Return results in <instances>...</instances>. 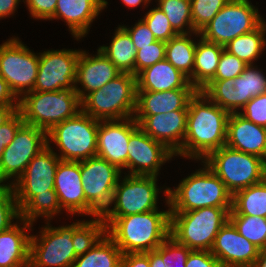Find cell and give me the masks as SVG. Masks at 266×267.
Here are the masks:
<instances>
[{
    "label": "cell",
    "mask_w": 266,
    "mask_h": 267,
    "mask_svg": "<svg viewBox=\"0 0 266 267\" xmlns=\"http://www.w3.org/2000/svg\"><path fill=\"white\" fill-rule=\"evenodd\" d=\"M229 115L198 90L189 101L184 142L175 156L202 162L213 151L225 146Z\"/></svg>",
    "instance_id": "6da1fadb"
},
{
    "label": "cell",
    "mask_w": 266,
    "mask_h": 267,
    "mask_svg": "<svg viewBox=\"0 0 266 267\" xmlns=\"http://www.w3.org/2000/svg\"><path fill=\"white\" fill-rule=\"evenodd\" d=\"M167 211L151 210L122 217H102L106 234L123 254L147 253L156 250L170 235V204L165 188Z\"/></svg>",
    "instance_id": "7a4b0ae2"
},
{
    "label": "cell",
    "mask_w": 266,
    "mask_h": 267,
    "mask_svg": "<svg viewBox=\"0 0 266 267\" xmlns=\"http://www.w3.org/2000/svg\"><path fill=\"white\" fill-rule=\"evenodd\" d=\"M204 168L187 176L179 185L168 187L171 212H185L203 207H232L233 195L203 161Z\"/></svg>",
    "instance_id": "3957f363"
},
{
    "label": "cell",
    "mask_w": 266,
    "mask_h": 267,
    "mask_svg": "<svg viewBox=\"0 0 266 267\" xmlns=\"http://www.w3.org/2000/svg\"><path fill=\"white\" fill-rule=\"evenodd\" d=\"M232 207H203L171 212L170 236L190 250L210 251Z\"/></svg>",
    "instance_id": "277c9868"
},
{
    "label": "cell",
    "mask_w": 266,
    "mask_h": 267,
    "mask_svg": "<svg viewBox=\"0 0 266 267\" xmlns=\"http://www.w3.org/2000/svg\"><path fill=\"white\" fill-rule=\"evenodd\" d=\"M26 124L48 132L54 125L75 117L81 111V100L75 88L58 91H30L19 99Z\"/></svg>",
    "instance_id": "5b68a950"
},
{
    "label": "cell",
    "mask_w": 266,
    "mask_h": 267,
    "mask_svg": "<svg viewBox=\"0 0 266 267\" xmlns=\"http://www.w3.org/2000/svg\"><path fill=\"white\" fill-rule=\"evenodd\" d=\"M136 76L121 73L100 89L81 100V111L99 121L134 117L136 109Z\"/></svg>",
    "instance_id": "8992f818"
},
{
    "label": "cell",
    "mask_w": 266,
    "mask_h": 267,
    "mask_svg": "<svg viewBox=\"0 0 266 267\" xmlns=\"http://www.w3.org/2000/svg\"><path fill=\"white\" fill-rule=\"evenodd\" d=\"M203 162L219 177L232 195L266 178L264 159L226 145L213 151Z\"/></svg>",
    "instance_id": "52a82bcc"
},
{
    "label": "cell",
    "mask_w": 266,
    "mask_h": 267,
    "mask_svg": "<svg viewBox=\"0 0 266 267\" xmlns=\"http://www.w3.org/2000/svg\"><path fill=\"white\" fill-rule=\"evenodd\" d=\"M98 127L99 120L80 111L75 117L54 125L47 132V144L57 145L61 160H86L97 155Z\"/></svg>",
    "instance_id": "ba28073f"
},
{
    "label": "cell",
    "mask_w": 266,
    "mask_h": 267,
    "mask_svg": "<svg viewBox=\"0 0 266 267\" xmlns=\"http://www.w3.org/2000/svg\"><path fill=\"white\" fill-rule=\"evenodd\" d=\"M81 222L52 227L47 221L41 234L30 237L29 267H72L77 258L72 244L73 230Z\"/></svg>",
    "instance_id": "9c48e42d"
},
{
    "label": "cell",
    "mask_w": 266,
    "mask_h": 267,
    "mask_svg": "<svg viewBox=\"0 0 266 267\" xmlns=\"http://www.w3.org/2000/svg\"><path fill=\"white\" fill-rule=\"evenodd\" d=\"M250 2L230 0L199 32V38L225 46L236 37L256 29L264 20Z\"/></svg>",
    "instance_id": "30bf717a"
},
{
    "label": "cell",
    "mask_w": 266,
    "mask_h": 267,
    "mask_svg": "<svg viewBox=\"0 0 266 267\" xmlns=\"http://www.w3.org/2000/svg\"><path fill=\"white\" fill-rule=\"evenodd\" d=\"M121 170L98 156L80 161V174L86 198V215L96 217L110 208Z\"/></svg>",
    "instance_id": "8fae6325"
},
{
    "label": "cell",
    "mask_w": 266,
    "mask_h": 267,
    "mask_svg": "<svg viewBox=\"0 0 266 267\" xmlns=\"http://www.w3.org/2000/svg\"><path fill=\"white\" fill-rule=\"evenodd\" d=\"M121 181V182H120ZM157 176L125 175L118 180L114 189L111 206L101 217H122L131 214L158 210Z\"/></svg>",
    "instance_id": "7c38bea8"
},
{
    "label": "cell",
    "mask_w": 266,
    "mask_h": 267,
    "mask_svg": "<svg viewBox=\"0 0 266 267\" xmlns=\"http://www.w3.org/2000/svg\"><path fill=\"white\" fill-rule=\"evenodd\" d=\"M39 67V56L29 50L18 37L0 45V76L20 99L33 91Z\"/></svg>",
    "instance_id": "4fadbf2b"
},
{
    "label": "cell",
    "mask_w": 266,
    "mask_h": 267,
    "mask_svg": "<svg viewBox=\"0 0 266 267\" xmlns=\"http://www.w3.org/2000/svg\"><path fill=\"white\" fill-rule=\"evenodd\" d=\"M47 146V132L24 123L12 142L5 148L0 160V183L15 184L24 173L30 161Z\"/></svg>",
    "instance_id": "5bb4252c"
},
{
    "label": "cell",
    "mask_w": 266,
    "mask_h": 267,
    "mask_svg": "<svg viewBox=\"0 0 266 267\" xmlns=\"http://www.w3.org/2000/svg\"><path fill=\"white\" fill-rule=\"evenodd\" d=\"M61 159L50 144L28 164L23 175L12 185L19 210L36 194L54 190V179Z\"/></svg>",
    "instance_id": "9a60e30c"
},
{
    "label": "cell",
    "mask_w": 266,
    "mask_h": 267,
    "mask_svg": "<svg viewBox=\"0 0 266 267\" xmlns=\"http://www.w3.org/2000/svg\"><path fill=\"white\" fill-rule=\"evenodd\" d=\"M81 50H47L39 53V67L33 91L75 88Z\"/></svg>",
    "instance_id": "2e32d148"
},
{
    "label": "cell",
    "mask_w": 266,
    "mask_h": 267,
    "mask_svg": "<svg viewBox=\"0 0 266 267\" xmlns=\"http://www.w3.org/2000/svg\"><path fill=\"white\" fill-rule=\"evenodd\" d=\"M174 156L163 143L138 127L129 138L128 175L158 176L161 166Z\"/></svg>",
    "instance_id": "e0dca14e"
},
{
    "label": "cell",
    "mask_w": 266,
    "mask_h": 267,
    "mask_svg": "<svg viewBox=\"0 0 266 267\" xmlns=\"http://www.w3.org/2000/svg\"><path fill=\"white\" fill-rule=\"evenodd\" d=\"M138 127L134 117L99 121L96 156L107 160L121 171L127 169L129 138Z\"/></svg>",
    "instance_id": "ac0fdd59"
},
{
    "label": "cell",
    "mask_w": 266,
    "mask_h": 267,
    "mask_svg": "<svg viewBox=\"0 0 266 267\" xmlns=\"http://www.w3.org/2000/svg\"><path fill=\"white\" fill-rule=\"evenodd\" d=\"M210 252L223 267H252L259 249L228 220L217 233Z\"/></svg>",
    "instance_id": "d6986e66"
},
{
    "label": "cell",
    "mask_w": 266,
    "mask_h": 267,
    "mask_svg": "<svg viewBox=\"0 0 266 267\" xmlns=\"http://www.w3.org/2000/svg\"><path fill=\"white\" fill-rule=\"evenodd\" d=\"M188 110H176L151 116H134L138 126L152 139L176 154L183 145Z\"/></svg>",
    "instance_id": "ffe728a7"
},
{
    "label": "cell",
    "mask_w": 266,
    "mask_h": 267,
    "mask_svg": "<svg viewBox=\"0 0 266 267\" xmlns=\"http://www.w3.org/2000/svg\"><path fill=\"white\" fill-rule=\"evenodd\" d=\"M121 73L99 48L95 56L81 50L77 63L75 91L82 100L87 94L100 89ZM78 83L81 84L82 90L77 86Z\"/></svg>",
    "instance_id": "44dd1931"
},
{
    "label": "cell",
    "mask_w": 266,
    "mask_h": 267,
    "mask_svg": "<svg viewBox=\"0 0 266 267\" xmlns=\"http://www.w3.org/2000/svg\"><path fill=\"white\" fill-rule=\"evenodd\" d=\"M54 190L62 209L71 215L86 216V198L80 174V161L60 160L54 179Z\"/></svg>",
    "instance_id": "7402d4cb"
},
{
    "label": "cell",
    "mask_w": 266,
    "mask_h": 267,
    "mask_svg": "<svg viewBox=\"0 0 266 267\" xmlns=\"http://www.w3.org/2000/svg\"><path fill=\"white\" fill-rule=\"evenodd\" d=\"M225 145L266 161V128L254 124L239 113H230Z\"/></svg>",
    "instance_id": "603a6c76"
},
{
    "label": "cell",
    "mask_w": 266,
    "mask_h": 267,
    "mask_svg": "<svg viewBox=\"0 0 266 267\" xmlns=\"http://www.w3.org/2000/svg\"><path fill=\"white\" fill-rule=\"evenodd\" d=\"M107 4L106 0H57L55 13L49 20H64L72 36L79 40L88 34L90 25Z\"/></svg>",
    "instance_id": "cb8c5ba5"
},
{
    "label": "cell",
    "mask_w": 266,
    "mask_h": 267,
    "mask_svg": "<svg viewBox=\"0 0 266 267\" xmlns=\"http://www.w3.org/2000/svg\"><path fill=\"white\" fill-rule=\"evenodd\" d=\"M197 91V89L137 91L134 116H151L176 110H188L189 101Z\"/></svg>",
    "instance_id": "d4e9b609"
},
{
    "label": "cell",
    "mask_w": 266,
    "mask_h": 267,
    "mask_svg": "<svg viewBox=\"0 0 266 267\" xmlns=\"http://www.w3.org/2000/svg\"><path fill=\"white\" fill-rule=\"evenodd\" d=\"M9 229L0 232V267H29L30 237L33 223L20 218Z\"/></svg>",
    "instance_id": "484cf974"
},
{
    "label": "cell",
    "mask_w": 266,
    "mask_h": 267,
    "mask_svg": "<svg viewBox=\"0 0 266 267\" xmlns=\"http://www.w3.org/2000/svg\"><path fill=\"white\" fill-rule=\"evenodd\" d=\"M137 91L160 92L175 89H196L188 78L169 61L163 59L136 75Z\"/></svg>",
    "instance_id": "4316f807"
},
{
    "label": "cell",
    "mask_w": 266,
    "mask_h": 267,
    "mask_svg": "<svg viewBox=\"0 0 266 267\" xmlns=\"http://www.w3.org/2000/svg\"><path fill=\"white\" fill-rule=\"evenodd\" d=\"M224 46L202 37L196 43L192 85L201 90L215 75Z\"/></svg>",
    "instance_id": "83f0119b"
},
{
    "label": "cell",
    "mask_w": 266,
    "mask_h": 267,
    "mask_svg": "<svg viewBox=\"0 0 266 267\" xmlns=\"http://www.w3.org/2000/svg\"><path fill=\"white\" fill-rule=\"evenodd\" d=\"M99 49L122 73L135 75L137 50L129 33L121 25L115 30L110 45L100 46Z\"/></svg>",
    "instance_id": "f1b7e54d"
},
{
    "label": "cell",
    "mask_w": 266,
    "mask_h": 267,
    "mask_svg": "<svg viewBox=\"0 0 266 267\" xmlns=\"http://www.w3.org/2000/svg\"><path fill=\"white\" fill-rule=\"evenodd\" d=\"M255 67L248 65L240 76L235 78L233 113H238L252 98L266 94V76L262 70Z\"/></svg>",
    "instance_id": "f546056e"
},
{
    "label": "cell",
    "mask_w": 266,
    "mask_h": 267,
    "mask_svg": "<svg viewBox=\"0 0 266 267\" xmlns=\"http://www.w3.org/2000/svg\"><path fill=\"white\" fill-rule=\"evenodd\" d=\"M120 248L105 234L89 251L77 256L72 267H122Z\"/></svg>",
    "instance_id": "4dcf8cb0"
},
{
    "label": "cell",
    "mask_w": 266,
    "mask_h": 267,
    "mask_svg": "<svg viewBox=\"0 0 266 267\" xmlns=\"http://www.w3.org/2000/svg\"><path fill=\"white\" fill-rule=\"evenodd\" d=\"M266 22L263 21L253 31L242 34L227 43L224 48L248 65L259 58L266 46Z\"/></svg>",
    "instance_id": "1f68e13d"
},
{
    "label": "cell",
    "mask_w": 266,
    "mask_h": 267,
    "mask_svg": "<svg viewBox=\"0 0 266 267\" xmlns=\"http://www.w3.org/2000/svg\"><path fill=\"white\" fill-rule=\"evenodd\" d=\"M229 215L266 217V178L237 191L232 197V209Z\"/></svg>",
    "instance_id": "d6a6232c"
},
{
    "label": "cell",
    "mask_w": 266,
    "mask_h": 267,
    "mask_svg": "<svg viewBox=\"0 0 266 267\" xmlns=\"http://www.w3.org/2000/svg\"><path fill=\"white\" fill-rule=\"evenodd\" d=\"M191 33L177 34L166 42L165 59L184 74L192 85L196 42Z\"/></svg>",
    "instance_id": "836d02e7"
},
{
    "label": "cell",
    "mask_w": 266,
    "mask_h": 267,
    "mask_svg": "<svg viewBox=\"0 0 266 267\" xmlns=\"http://www.w3.org/2000/svg\"><path fill=\"white\" fill-rule=\"evenodd\" d=\"M62 211L58 196L55 190H48V193L36 194L21 210L20 218L27 222L34 223L37 218L45 217V220L53 219Z\"/></svg>",
    "instance_id": "e575fe53"
},
{
    "label": "cell",
    "mask_w": 266,
    "mask_h": 267,
    "mask_svg": "<svg viewBox=\"0 0 266 267\" xmlns=\"http://www.w3.org/2000/svg\"><path fill=\"white\" fill-rule=\"evenodd\" d=\"M157 1L158 7L165 13L170 22L171 27L177 34L193 33L197 35V37L200 36V33L195 32L193 29L190 0Z\"/></svg>",
    "instance_id": "d590c367"
},
{
    "label": "cell",
    "mask_w": 266,
    "mask_h": 267,
    "mask_svg": "<svg viewBox=\"0 0 266 267\" xmlns=\"http://www.w3.org/2000/svg\"><path fill=\"white\" fill-rule=\"evenodd\" d=\"M94 219L82 220L73 230L72 244L77 256L89 251L106 234V224L101 215Z\"/></svg>",
    "instance_id": "8d00e7d4"
},
{
    "label": "cell",
    "mask_w": 266,
    "mask_h": 267,
    "mask_svg": "<svg viewBox=\"0 0 266 267\" xmlns=\"http://www.w3.org/2000/svg\"><path fill=\"white\" fill-rule=\"evenodd\" d=\"M238 232L259 250L266 249V217L229 215Z\"/></svg>",
    "instance_id": "74e56055"
},
{
    "label": "cell",
    "mask_w": 266,
    "mask_h": 267,
    "mask_svg": "<svg viewBox=\"0 0 266 267\" xmlns=\"http://www.w3.org/2000/svg\"><path fill=\"white\" fill-rule=\"evenodd\" d=\"M235 78L210 80L200 91L229 113H233Z\"/></svg>",
    "instance_id": "f35d334b"
},
{
    "label": "cell",
    "mask_w": 266,
    "mask_h": 267,
    "mask_svg": "<svg viewBox=\"0 0 266 267\" xmlns=\"http://www.w3.org/2000/svg\"><path fill=\"white\" fill-rule=\"evenodd\" d=\"M230 0H190L193 29L200 32Z\"/></svg>",
    "instance_id": "ab89813d"
},
{
    "label": "cell",
    "mask_w": 266,
    "mask_h": 267,
    "mask_svg": "<svg viewBox=\"0 0 266 267\" xmlns=\"http://www.w3.org/2000/svg\"><path fill=\"white\" fill-rule=\"evenodd\" d=\"M13 219H20V210L11 185L0 187V232L9 229L15 223Z\"/></svg>",
    "instance_id": "60d3db41"
},
{
    "label": "cell",
    "mask_w": 266,
    "mask_h": 267,
    "mask_svg": "<svg viewBox=\"0 0 266 267\" xmlns=\"http://www.w3.org/2000/svg\"><path fill=\"white\" fill-rule=\"evenodd\" d=\"M153 32L156 40L168 42L177 35L165 13L157 6L150 9L142 19Z\"/></svg>",
    "instance_id": "b9f144b4"
},
{
    "label": "cell",
    "mask_w": 266,
    "mask_h": 267,
    "mask_svg": "<svg viewBox=\"0 0 266 267\" xmlns=\"http://www.w3.org/2000/svg\"><path fill=\"white\" fill-rule=\"evenodd\" d=\"M21 112H0V160L5 148L12 142L18 129L24 124Z\"/></svg>",
    "instance_id": "7bdbcfd3"
},
{
    "label": "cell",
    "mask_w": 266,
    "mask_h": 267,
    "mask_svg": "<svg viewBox=\"0 0 266 267\" xmlns=\"http://www.w3.org/2000/svg\"><path fill=\"white\" fill-rule=\"evenodd\" d=\"M166 42L156 40L152 44L140 47L135 60V76L145 68L165 59Z\"/></svg>",
    "instance_id": "ee69618b"
},
{
    "label": "cell",
    "mask_w": 266,
    "mask_h": 267,
    "mask_svg": "<svg viewBox=\"0 0 266 267\" xmlns=\"http://www.w3.org/2000/svg\"><path fill=\"white\" fill-rule=\"evenodd\" d=\"M191 251L187 246L177 242L169 235L163 241V262L165 267H186L185 264Z\"/></svg>",
    "instance_id": "f6af8a7d"
},
{
    "label": "cell",
    "mask_w": 266,
    "mask_h": 267,
    "mask_svg": "<svg viewBox=\"0 0 266 267\" xmlns=\"http://www.w3.org/2000/svg\"><path fill=\"white\" fill-rule=\"evenodd\" d=\"M247 66L248 64L244 61L224 49L220 56L216 73L211 80L236 78L240 76Z\"/></svg>",
    "instance_id": "bcb514c9"
},
{
    "label": "cell",
    "mask_w": 266,
    "mask_h": 267,
    "mask_svg": "<svg viewBox=\"0 0 266 267\" xmlns=\"http://www.w3.org/2000/svg\"><path fill=\"white\" fill-rule=\"evenodd\" d=\"M238 112L247 120L266 128V94L258 95L252 98Z\"/></svg>",
    "instance_id": "7dc6e473"
},
{
    "label": "cell",
    "mask_w": 266,
    "mask_h": 267,
    "mask_svg": "<svg viewBox=\"0 0 266 267\" xmlns=\"http://www.w3.org/2000/svg\"><path fill=\"white\" fill-rule=\"evenodd\" d=\"M122 27L129 33L136 50L140 49V47L148 46L156 41L153 32L148 28L142 18L138 20L132 28H128L124 25Z\"/></svg>",
    "instance_id": "c3c4849f"
},
{
    "label": "cell",
    "mask_w": 266,
    "mask_h": 267,
    "mask_svg": "<svg viewBox=\"0 0 266 267\" xmlns=\"http://www.w3.org/2000/svg\"><path fill=\"white\" fill-rule=\"evenodd\" d=\"M31 17L49 20L55 13L57 0H25Z\"/></svg>",
    "instance_id": "681fc988"
},
{
    "label": "cell",
    "mask_w": 266,
    "mask_h": 267,
    "mask_svg": "<svg viewBox=\"0 0 266 267\" xmlns=\"http://www.w3.org/2000/svg\"><path fill=\"white\" fill-rule=\"evenodd\" d=\"M186 267H223L210 251L192 250L189 253Z\"/></svg>",
    "instance_id": "f907efd6"
},
{
    "label": "cell",
    "mask_w": 266,
    "mask_h": 267,
    "mask_svg": "<svg viewBox=\"0 0 266 267\" xmlns=\"http://www.w3.org/2000/svg\"><path fill=\"white\" fill-rule=\"evenodd\" d=\"M19 108V99L10 90L7 82L0 76V112L15 111Z\"/></svg>",
    "instance_id": "816d5d0a"
},
{
    "label": "cell",
    "mask_w": 266,
    "mask_h": 267,
    "mask_svg": "<svg viewBox=\"0 0 266 267\" xmlns=\"http://www.w3.org/2000/svg\"><path fill=\"white\" fill-rule=\"evenodd\" d=\"M122 267H151L149 263V252L123 254Z\"/></svg>",
    "instance_id": "f5cc1de1"
},
{
    "label": "cell",
    "mask_w": 266,
    "mask_h": 267,
    "mask_svg": "<svg viewBox=\"0 0 266 267\" xmlns=\"http://www.w3.org/2000/svg\"><path fill=\"white\" fill-rule=\"evenodd\" d=\"M20 1L21 0H0V19L14 14Z\"/></svg>",
    "instance_id": "db71d44e"
},
{
    "label": "cell",
    "mask_w": 266,
    "mask_h": 267,
    "mask_svg": "<svg viewBox=\"0 0 266 267\" xmlns=\"http://www.w3.org/2000/svg\"><path fill=\"white\" fill-rule=\"evenodd\" d=\"M149 263L151 267H165L163 262V243L156 250L149 252Z\"/></svg>",
    "instance_id": "11a10c76"
},
{
    "label": "cell",
    "mask_w": 266,
    "mask_h": 267,
    "mask_svg": "<svg viewBox=\"0 0 266 267\" xmlns=\"http://www.w3.org/2000/svg\"><path fill=\"white\" fill-rule=\"evenodd\" d=\"M252 267H266V249L259 250L258 257Z\"/></svg>",
    "instance_id": "9f6ffc18"
},
{
    "label": "cell",
    "mask_w": 266,
    "mask_h": 267,
    "mask_svg": "<svg viewBox=\"0 0 266 267\" xmlns=\"http://www.w3.org/2000/svg\"><path fill=\"white\" fill-rule=\"evenodd\" d=\"M121 1L122 3L126 5V7H129V8L131 7V9L138 5H141V3H143L145 6V5L150 4L151 2V0H121Z\"/></svg>",
    "instance_id": "6f0895ef"
}]
</instances>
